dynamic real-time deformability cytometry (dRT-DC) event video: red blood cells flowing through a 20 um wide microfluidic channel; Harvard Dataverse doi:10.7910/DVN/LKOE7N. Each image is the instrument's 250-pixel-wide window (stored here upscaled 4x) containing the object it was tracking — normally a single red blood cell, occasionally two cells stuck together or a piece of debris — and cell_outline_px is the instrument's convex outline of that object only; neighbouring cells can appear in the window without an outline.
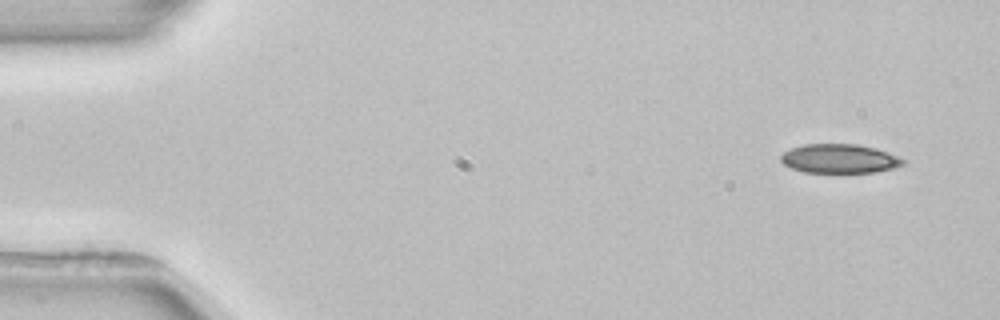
{"species": "common noctule bat (a hibernating species)", "species_latin": "Nyctalus noctula", "temperature_condition": "room temperature", "stored_images_in_passage": 4, "camera_frame_rate_fps": 3000, "um_per_image_px": 0.085, "animal": {"sex": "female", "body_mass_g": 22.7, "forearm_length_mm": 54.2}, "frame": {"image": 1, "passage_image": 1, "time_ms": 0.0, "image_size_px": [1000, 320], "cell_outline_px": [[904, 164], [892, 168], [876, 172], [804, 172], [792, 168], [784, 164], [780, 160], [780, 156], [784, 152], [792, 148], [804, 144], [856, 144], [876, 148], [888, 152], [904, 160]], "centroid_in_image_um": [71.34, 13.48], "position_along_channel_um": 13.7, "area_um2": 20.52}}
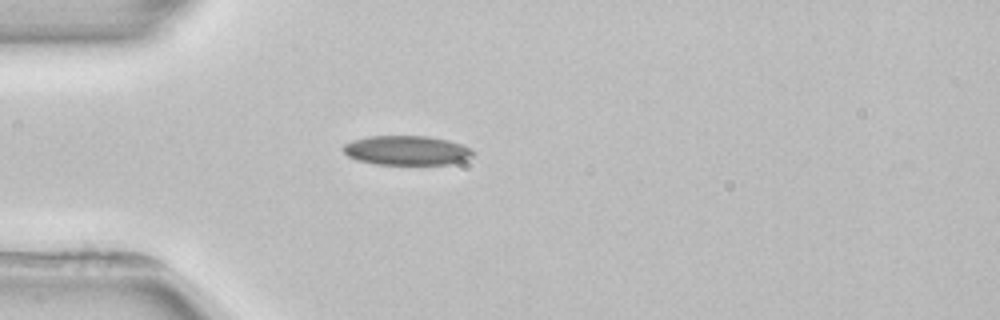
{"frame": {"image": 2, "passage_image": 4, "time_ms": 3.667, "image_size_px": [1000, 320], "cell_outline_px": [[476, 152], [472, 156], [464, 160], [448, 164], [376, 164], [356, 160], [348, 156], [344, 152], [344, 144], [352, 140], [368, 136], [428, 136], [448, 140], [472, 148]], "centroid_in_image_um": [34.58, 12.78], "position_along_channel_um": 50.4, "area_um2": 22.25}}